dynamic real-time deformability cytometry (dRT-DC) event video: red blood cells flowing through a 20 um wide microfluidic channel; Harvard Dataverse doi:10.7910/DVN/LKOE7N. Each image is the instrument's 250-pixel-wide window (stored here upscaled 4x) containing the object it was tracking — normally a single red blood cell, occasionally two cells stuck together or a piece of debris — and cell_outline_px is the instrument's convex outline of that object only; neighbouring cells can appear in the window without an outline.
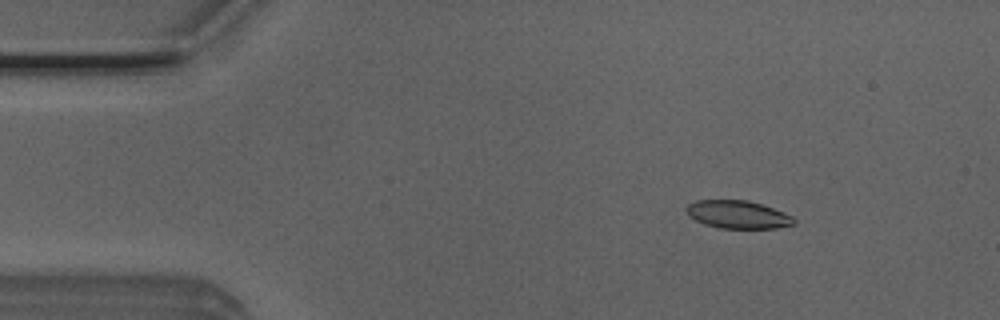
{"species": "Egyptian fruit bat (a non-hibernating species)", "species_latin": "Rousettus aegyptiacus", "temperature_condition": "room temperature", "stored_images_in_passage": 53, "camera_frame_rate_fps": 3000, "um_per_image_px": 0.085, "animal": {"sex": "male"}, "frame": {"image": 1, "passage_image": 7, "time_ms": 2.0, "image_size_px": [1000, 320], "cell_outline_px": [[796, 224], [776, 228], [720, 228], [704, 224], [688, 216], [684, 208], [688, 204], [696, 200], [748, 200], [784, 212], [792, 216], [796, 220]], "centroid_in_image_um": [62.7, 18.23], "position_along_channel_um": 22.3, "area_um2": 17.57}}
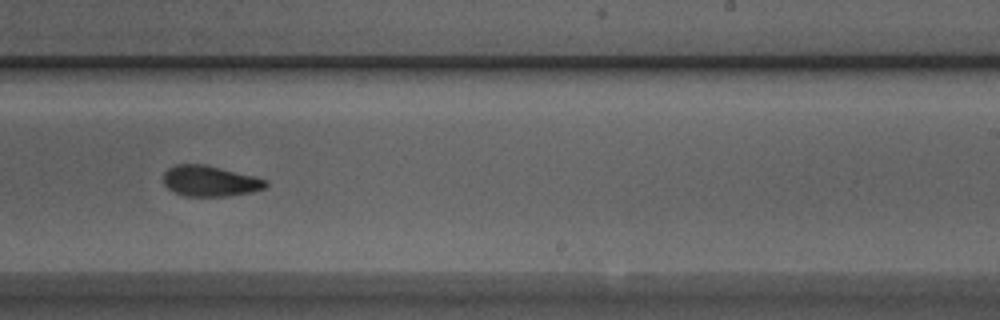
{"frame": {"image": 2, "passage_image": 32, "time_ms": 10.333, "image_size_px": [1000, 320], "cell_outline_px": [[268, 184], [264, 188], [252, 192], [228, 196], [184, 196], [168, 188], [164, 184], [164, 172], [168, 168], [176, 164], [204, 164], [256, 176], [268, 180]], "centroid_in_image_um": [17.87, 15.38], "position_along_channel_um": 271.1, "area_um2": 18.38}}
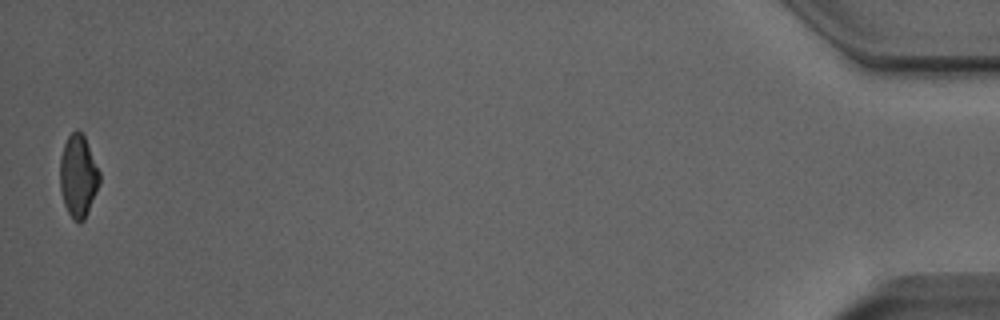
{"frame": {"image": 3, "passage_image": 53, "time_ms": 17.333, "image_size_px": [1000, 320], "cell_outline_px": [[100, 184], [88, 212], [84, 220], [80, 224], [72, 220], [64, 204], [60, 188], [60, 156], [64, 144], [68, 136], [76, 128], [84, 136], [100, 172]], "centroid_in_image_um": [6.65, 14.99], "position_along_channel_um": 428.6, "area_um2": 19.13}, "authors_computed_cell_mechanics": {"area_um2": 19.0162, "velocity_mm_per_s": 3.8508, "shape_relaxation_time_tau1_ms": 3.0153, "shape_relaxation_time_tau2_ms": 1.7781, "deformation_change_tau1": 0.1363, "deformation_change_tau2": 0.0798}}